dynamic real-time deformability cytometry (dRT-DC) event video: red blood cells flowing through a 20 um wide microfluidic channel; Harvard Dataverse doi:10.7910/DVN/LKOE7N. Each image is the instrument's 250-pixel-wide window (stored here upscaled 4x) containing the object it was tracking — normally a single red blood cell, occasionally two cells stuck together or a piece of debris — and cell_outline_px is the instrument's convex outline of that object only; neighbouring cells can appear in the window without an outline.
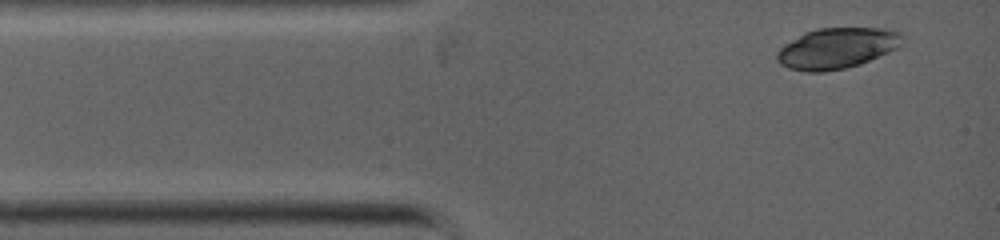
{"species": "common noctule bat (a hibernating species)", "species_latin": "Nyctalus noctula", "temperature_condition": "warm", "stored_images_in_passage": 4, "camera_frame_rate_fps": 5000, "um_per_image_px": 0.085, "animal": {"sex": "female", "body_mass_g": 19.0, "forearm_length_mm": 53.3}, "frame": {"image": 1, "passage_image": 4, "time_ms": 0.4, "image_size_px": [1000, 240], "cell_outline_px": [[904, 36], [896, 48], [888, 52], [860, 64], [844, 68], [824, 72], [808, 72], [788, 68], [780, 64], [776, 60], [776, 52], [784, 44], [804, 32], [816, 28], [884, 28], [900, 32]], "centroid_in_image_um": [71.09, 4.09], "position_along_channel_um": 13.9, "area_um2": 29.77}}